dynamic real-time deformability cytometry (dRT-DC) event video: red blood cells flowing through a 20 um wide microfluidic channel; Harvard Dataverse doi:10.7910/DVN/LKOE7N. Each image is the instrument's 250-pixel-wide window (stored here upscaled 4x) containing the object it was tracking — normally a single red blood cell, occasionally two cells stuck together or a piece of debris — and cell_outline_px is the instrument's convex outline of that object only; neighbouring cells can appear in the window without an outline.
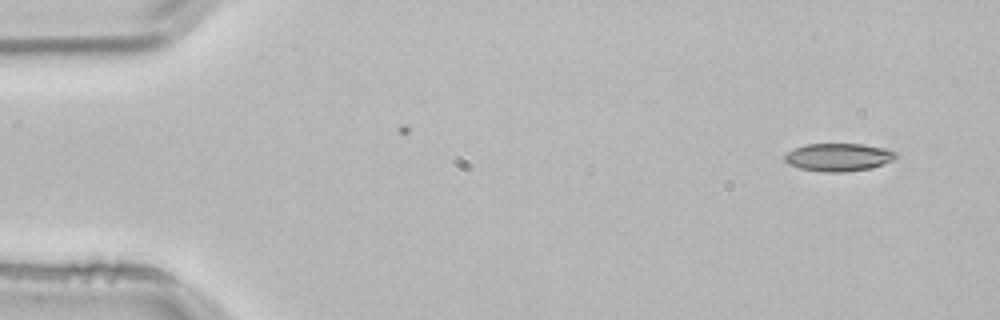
{"species": "common noctule bat (a hibernating species)", "species_latin": "Nyctalus noctula", "temperature_condition": "room temperature", "stored_images_in_passage": 2, "camera_frame_rate_fps": 3000, "um_per_image_px": 0.085, "animal": {"sex": "male", "body_mass_g": 21.5, "forearm_length_mm": 52.0}, "frame": {"image": 1, "passage_image": 2, "time_ms": 0.333, "image_size_px": [1000, 320], "cell_outline_px": [[900, 156], [892, 160], [872, 168], [844, 172], [824, 172], [800, 168], [788, 164], [784, 160], [784, 156], [788, 152], [796, 148], [808, 144], [864, 144], [884, 148], [900, 152]], "centroid_in_image_um": [71.33, 13.36], "position_along_channel_um": 13.7, "area_um2": 18.15}}